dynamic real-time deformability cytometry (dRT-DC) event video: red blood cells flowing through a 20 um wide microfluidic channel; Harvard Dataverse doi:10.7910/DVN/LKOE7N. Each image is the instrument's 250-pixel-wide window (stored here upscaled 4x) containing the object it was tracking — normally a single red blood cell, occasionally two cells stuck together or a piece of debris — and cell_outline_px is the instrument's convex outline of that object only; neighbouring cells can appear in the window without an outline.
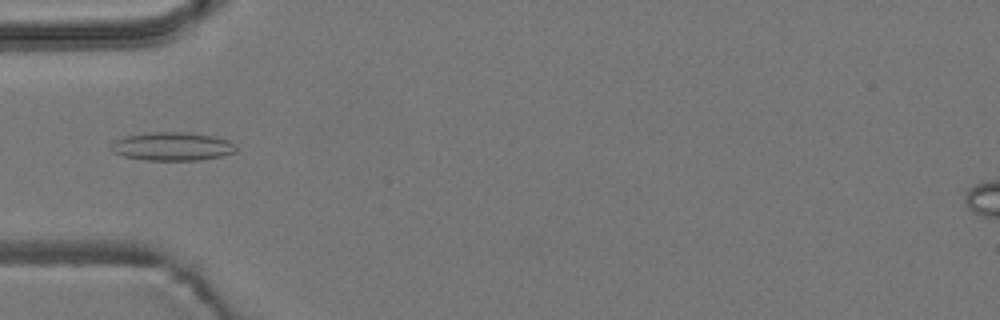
{"species": "common noctule bat (a hibernating species)", "species_latin": "Nyctalus noctula", "temperature_condition": "room temperature", "stored_images_in_passage": 6, "camera_frame_rate_fps": 3000, "um_per_image_px": 0.085, "animal": {"sex": "male", "body_mass_g": 19.2, "forearm_length_mm": 51.8}, "frame": {"image": 1, "passage_image": 6, "time_ms": 5.667, "image_size_px": [1000, 320], "cell_outline_px": [[236, 152], [220, 156], [200, 160], [144, 160], [124, 156], [112, 152], [108, 144], [112, 140], [124, 136], [148, 132], [184, 132], [216, 136], [228, 140], [236, 148]], "centroid_in_image_um": [14.57, 12.44], "position_along_channel_um": 70.4, "area_um2": 20.92}}